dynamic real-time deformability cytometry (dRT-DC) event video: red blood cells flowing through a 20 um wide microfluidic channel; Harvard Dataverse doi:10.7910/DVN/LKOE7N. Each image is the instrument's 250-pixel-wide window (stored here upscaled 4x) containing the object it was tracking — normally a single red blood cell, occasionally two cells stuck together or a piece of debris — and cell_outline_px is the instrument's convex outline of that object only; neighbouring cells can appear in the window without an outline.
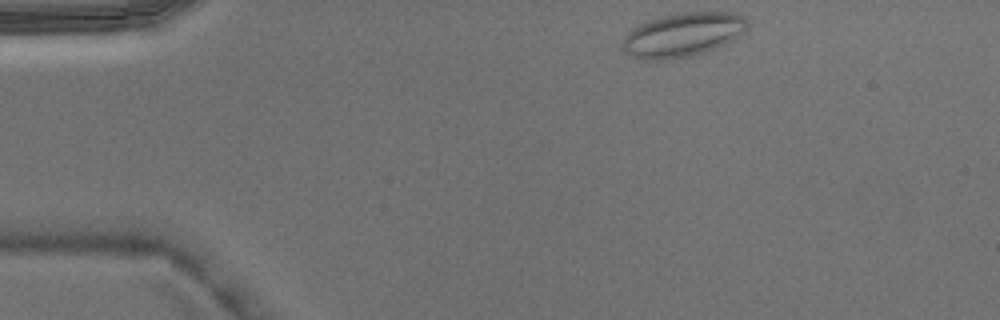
{"species": "Egyptian fruit bat (a non-hibernating species)", "species_latin": "Rousettus aegyptiacus", "temperature_condition": "warm", "stored_images_in_passage": 5, "camera_frame_rate_fps": 3000, "um_per_image_px": 0.085, "animal": {"sex": "male"}, "frame": {"image": 1, "passage_image": 1, "time_ms": 0.0, "image_size_px": [1000, 320], "cell_outline_px": [[748, 28], [732, 40], [716, 48], [704, 52], [688, 56], [668, 60], [640, 60], [624, 52], [620, 48], [620, 44], [624, 36], [636, 24], [660, 16], [676, 12], [732, 12], [744, 16], [748, 20]], "centroid_in_image_um": [57.98, 2.95], "position_along_channel_um": 27.0, "area_um2": 32.6}}
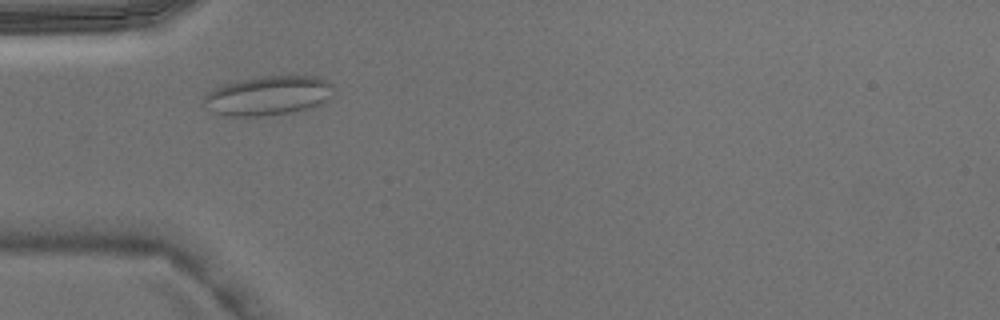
{"frame": {"image": 2, "passage_image": 3, "time_ms": 0.667, "image_size_px": [1000, 320], "cell_outline_px": [[332, 84], [328, 96], [324, 104], [292, 112], [264, 116], [224, 116], [212, 112], [204, 100], [204, 96], [212, 88], [224, 84], [264, 76], [316, 76], [328, 80]], "centroid_in_image_um": [22.78, 8.14], "position_along_channel_um": 62.2, "area_um2": 29.48}}